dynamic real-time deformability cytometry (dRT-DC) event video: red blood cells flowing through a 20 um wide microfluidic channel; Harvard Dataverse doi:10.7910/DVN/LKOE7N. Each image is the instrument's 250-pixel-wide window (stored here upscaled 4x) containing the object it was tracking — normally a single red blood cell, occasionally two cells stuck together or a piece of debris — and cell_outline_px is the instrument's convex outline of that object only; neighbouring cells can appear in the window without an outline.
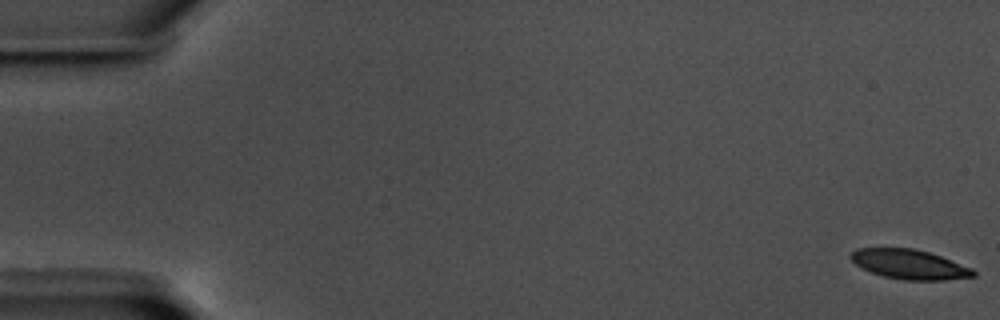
{"species": "common noctule bat (a hibernating species)", "species_latin": "Nyctalus noctula", "temperature_condition": "warm", "stored_images_in_passage": 59, "camera_frame_rate_fps": 3000, "um_per_image_px": 0.085, "animal": {"sex": "male", "body_mass_g": 17.5, "forearm_length_mm": 52.3}, "frame": {"image": 1, "passage_image": 1, "time_ms": 0.0, "image_size_px": [1000, 320], "cell_outline_px": [[976, 276], [944, 280], [904, 280], [884, 276], [872, 272], [856, 264], [852, 260], [852, 252], [856, 248], [912, 248], [928, 252], [940, 256], [972, 268], [976, 272]], "centroid_in_image_um": [77.34, 22.47], "position_along_channel_um": 7.7, "area_um2": 20.81}}
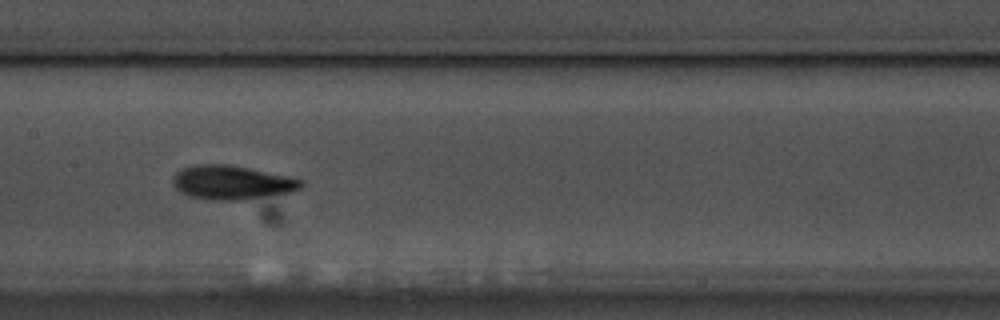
{"frame": {"image": 2, "passage_image": 30, "time_ms": 9.667, "image_size_px": [1000, 320], "cell_outline_px": [[304, 184], [300, 188], [292, 192], [244, 200], [212, 200], [188, 196], [180, 192], [172, 184], [172, 180], [176, 172], [184, 168], [196, 164], [228, 164], [292, 176], [304, 180]], "centroid_in_image_um": [19.74, 15.51], "position_along_channel_um": 187.7, "area_um2": 25.72}}
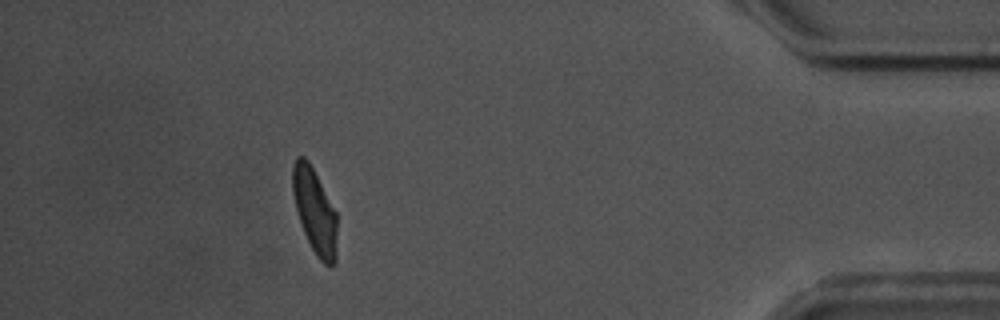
{"frame": {"image": 3, "passage_image": 53, "time_ms": 17.333, "image_size_px": [1000, 320], "cell_outline_px": [[336, 260], [332, 268], [328, 268], [316, 256], [304, 232], [296, 208], [292, 192], [292, 164], [296, 156], [304, 156], [308, 160], [336, 212]], "centroid_in_image_um": [26.74, 17.95], "position_along_channel_um": 408.5, "area_um2": 21.91}, "authors_computed_cell_mechanics": {"area_um2": 23.12, "velocity_mm_per_s": 3.5368, "shape_relaxation_time_tau1_ms": 4.626, "shape_relaxation_time_tau2_ms": 2.5091, "deformation_change_tau1": 0.159, "deformation_change_tau2": 0.0843}}